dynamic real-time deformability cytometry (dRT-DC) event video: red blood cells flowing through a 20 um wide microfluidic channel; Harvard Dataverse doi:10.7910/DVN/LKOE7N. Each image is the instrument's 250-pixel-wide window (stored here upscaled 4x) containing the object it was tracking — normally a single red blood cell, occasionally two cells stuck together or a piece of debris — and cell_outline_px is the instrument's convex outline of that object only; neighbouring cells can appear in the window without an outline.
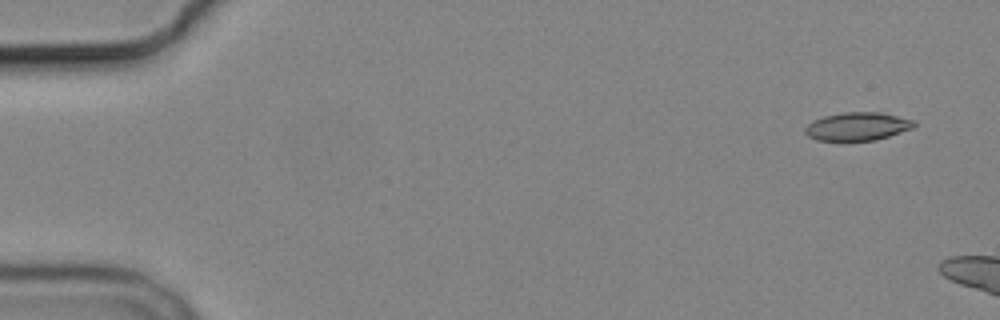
{"species": "common noctule bat (a hibernating species)", "species_latin": "Nyctalus noctula", "temperature_condition": "cold", "stored_images_in_passage": 3, "camera_frame_rate_fps": 3000, "um_per_image_px": 0.085, "animal": {"sex": "male", "body_mass_g": 19.2, "forearm_length_mm": 51.8}, "frame": {"image": 1, "passage_image": 1, "time_ms": 0.0, "image_size_px": [1000, 320], "cell_outline_px": [[916, 124], [912, 128], [876, 140], [816, 140], [808, 136], [804, 132], [804, 128], [812, 120], [824, 116], [844, 112], [880, 112], [916, 120]], "centroid_in_image_um": [72.87, 10.73], "position_along_channel_um": 12.1, "area_um2": 17.86}}